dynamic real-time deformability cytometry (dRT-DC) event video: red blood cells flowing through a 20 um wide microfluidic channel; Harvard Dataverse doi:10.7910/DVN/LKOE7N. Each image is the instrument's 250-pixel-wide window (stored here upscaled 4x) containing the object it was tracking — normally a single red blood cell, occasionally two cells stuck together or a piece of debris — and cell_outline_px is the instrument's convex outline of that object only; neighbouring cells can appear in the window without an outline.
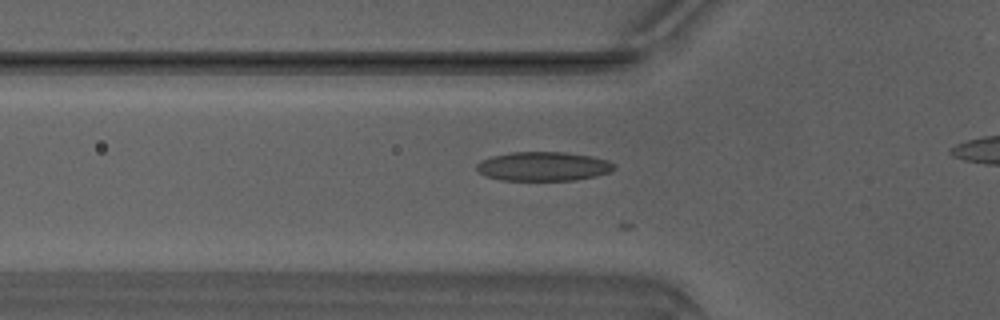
{"species": "Egyptian fruit bat (a non-hibernating species)", "species_latin": "Rousettus aegyptiacus", "temperature_condition": "warm", "stored_images_in_passage": 9, "camera_frame_rate_fps": 3000, "um_per_image_px": 0.085, "animal": {"sex": "male"}, "frame": {"image": 1, "passage_image": 4, "time_ms": 1.0, "image_size_px": [1000, 320], "cell_outline_px": [[616, 168], [608, 172], [596, 176], [572, 180], [500, 180], [484, 176], [476, 168], [476, 164], [480, 160], [492, 156], [512, 152], [564, 152], [592, 156], [608, 160], [616, 164]], "centroid_in_image_um": [46.18, 14.14], "position_along_channel_um": 79.6, "area_um2": 23.41}}